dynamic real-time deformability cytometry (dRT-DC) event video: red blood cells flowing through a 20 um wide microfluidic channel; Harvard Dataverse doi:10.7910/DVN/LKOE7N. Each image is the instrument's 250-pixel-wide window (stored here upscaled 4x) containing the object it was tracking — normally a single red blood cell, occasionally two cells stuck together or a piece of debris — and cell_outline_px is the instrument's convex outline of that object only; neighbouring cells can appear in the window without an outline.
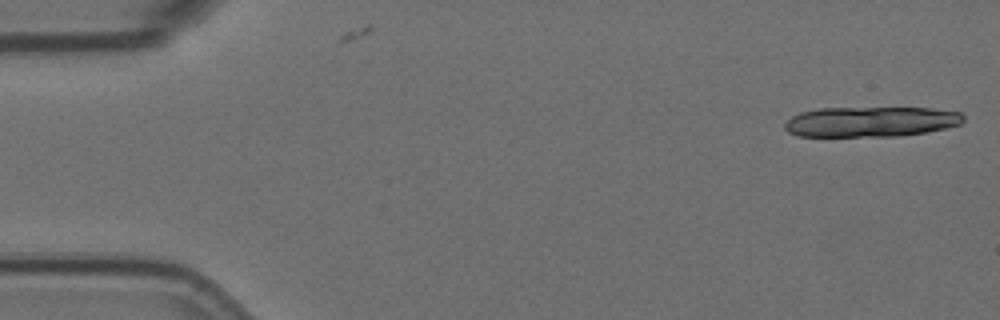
{"species": "Egyptian fruit bat (a non-hibernating species)", "species_latin": "Rousettus aegyptiacus", "temperature_condition": "room temperature", "stored_images_in_passage": 18, "camera_frame_rate_fps": 3000, "um_per_image_px": 0.085, "animal": {"sex": "female"}, "frame": {"image": 1, "passage_image": 1, "time_ms": 0.0, "image_size_px": [1000, 320], "cell_outline_px": [[964, 120], [960, 124], [928, 132], [900, 136], [796, 136], [788, 132], [784, 128], [784, 124], [792, 116], [800, 112], [820, 108], [932, 108], [960, 112], [964, 116]], "centroid_in_image_um": [74.01, 10.34], "position_along_channel_um": 11.0, "area_um2": 31.56}}